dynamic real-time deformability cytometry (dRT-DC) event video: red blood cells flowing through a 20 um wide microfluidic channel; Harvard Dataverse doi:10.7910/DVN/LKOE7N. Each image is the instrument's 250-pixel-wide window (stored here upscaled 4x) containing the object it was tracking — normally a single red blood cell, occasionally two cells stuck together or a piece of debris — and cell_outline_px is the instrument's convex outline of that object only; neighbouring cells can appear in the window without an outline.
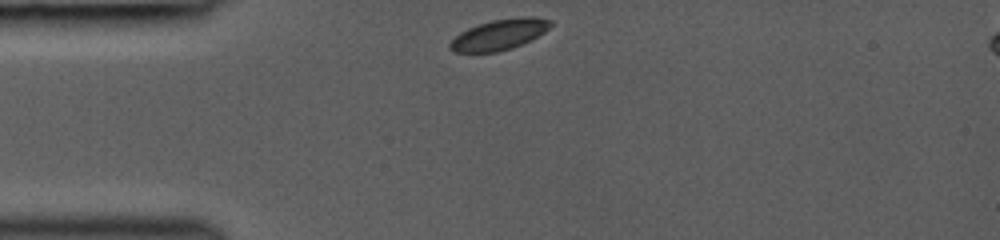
{"species": "common noctule bat (a hibernating species)", "species_latin": "Nyctalus noctula", "temperature_condition": "room temperature", "stored_images_in_passage": 17, "camera_frame_rate_fps": 3000, "um_per_image_px": 0.085, "animal": {"sex": "female", "body_mass_g": 19.0, "forearm_length_mm": 53.3}, "frame": {"image": 1, "passage_image": 1, "time_ms": 0.0, "image_size_px": [1000, 240], "cell_outline_px": [[552, 24], [544, 32], [512, 48], [496, 52], [452, 52], [448, 48], [448, 44], [460, 32], [476, 24], [492, 20], [524, 16], [532, 16], [552, 20]], "centroid_in_image_um": [42.4, 2.93], "position_along_channel_um": 42.6, "area_um2": 17.86}}
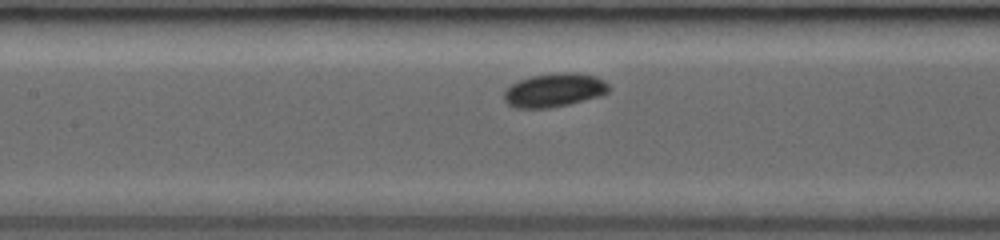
{"frame": {"image": 2, "passage_image": 9, "time_ms": 3.333, "image_size_px": [1000, 240], "cell_outline_px": [[608, 92], [600, 96], [568, 104], [548, 108], [516, 108], [508, 104], [504, 100], [504, 92], [512, 84], [520, 80], [532, 76], [560, 72], [576, 72], [596, 76], [604, 80], [608, 84]], "centroid_in_image_um": [47.12, 7.66], "position_along_channel_um": 160.3, "area_um2": 20.46}}
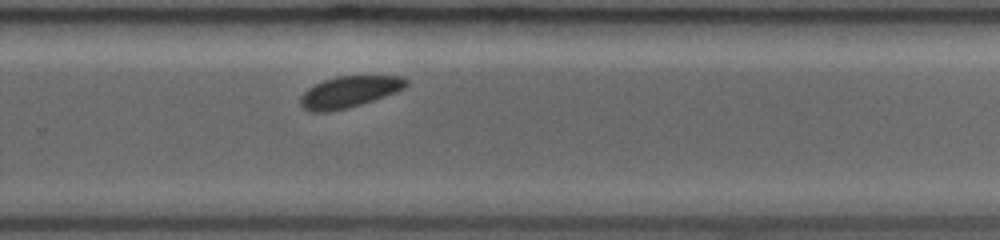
{"frame": {"image": 3, "passage_image": 17, "time_ms": 6.667, "image_size_px": [1000, 240], "cell_outline_px": [[408, 84], [404, 88], [396, 92], [348, 108], [328, 112], [312, 112], [304, 108], [300, 104], [300, 96], [308, 88], [324, 80], [336, 76], [400, 76], [408, 80]], "centroid_in_image_um": [29.67, 7.81], "position_along_channel_um": 300.1, "area_um2": 19.19}}